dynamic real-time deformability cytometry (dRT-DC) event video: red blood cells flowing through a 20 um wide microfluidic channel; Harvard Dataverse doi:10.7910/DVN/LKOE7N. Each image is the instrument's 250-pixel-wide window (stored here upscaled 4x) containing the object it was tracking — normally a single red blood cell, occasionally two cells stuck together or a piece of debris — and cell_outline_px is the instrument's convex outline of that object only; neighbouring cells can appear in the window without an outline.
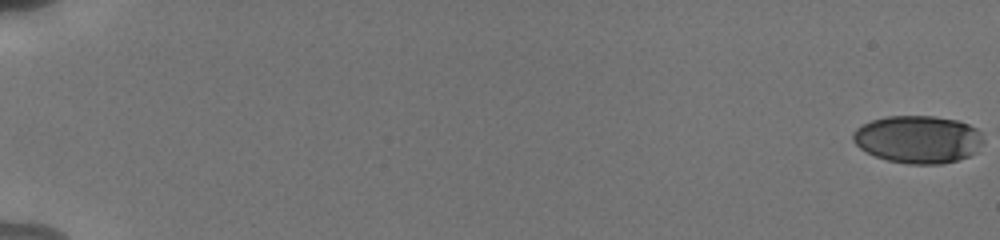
{"species": "human", "species_latin": "Homo sapiens", "temperature_condition": "cold", "stored_images_in_passage": 57, "camera_frame_rate_fps": 3000, "um_per_image_px": 0.085, "donor": {"sex": "male"}, "frame": {"image": 1, "passage_image": 1, "time_ms": 0.0, "image_size_px": [1000, 240], "cell_outline_px": [[984, 140], [976, 152], [968, 156], [956, 160], [940, 164], [908, 164], [888, 160], [876, 156], [860, 148], [852, 140], [852, 132], [856, 128], [872, 120], [888, 116], [936, 116], [960, 120], [976, 128], [980, 132]], "centroid_in_image_um": [78.05, 11.83], "position_along_channel_um": 7.0, "area_um2": 36.24}}
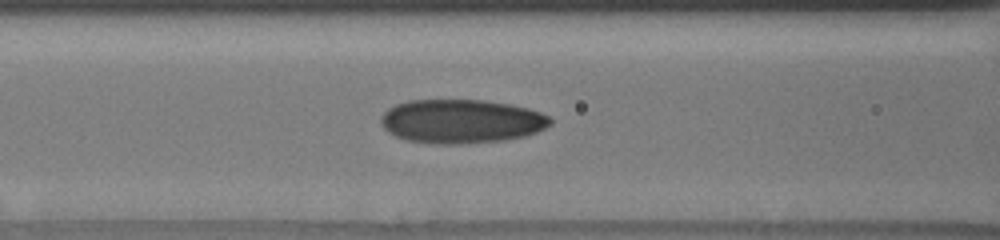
{"frame": {"image": 2, "passage_image": 27, "time_ms": 8.667, "image_size_px": [1000, 240], "cell_outline_px": [[552, 124], [536, 132], [524, 136], [504, 140], [468, 144], [436, 144], [408, 140], [396, 136], [388, 132], [384, 128], [380, 120], [380, 116], [388, 108], [396, 104], [408, 100], [484, 100], [512, 104], [528, 108], [540, 112], [548, 116], [552, 120]], "centroid_in_image_um": [39.21, 10.31], "position_along_channel_um": 127.4, "area_um2": 43.58}}
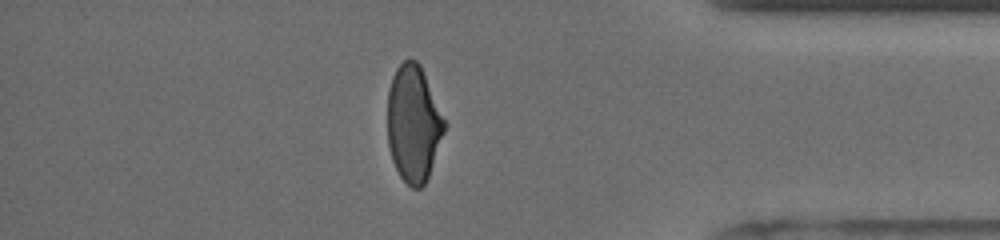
{"frame": {"image": 3, "passage_image": 50, "time_ms": 16.333, "image_size_px": [1000, 240], "cell_outline_px": [[448, 124], [428, 176], [424, 184], [420, 188], [412, 188], [400, 176], [392, 160], [388, 144], [388, 88], [392, 76], [396, 68], [404, 60], [416, 60], [420, 64]], "centroid_in_image_um": [35.16, 10.49], "position_along_channel_um": 400.0, "area_um2": 38.84}, "authors_computed_cell_mechanics": {"area_um2": 39.882, "velocity_mm_per_s": 3.8338, "shape_relaxation_time_tau1_ms": 5.6767, "shape_relaxation_time_tau2_ms": 1.3761, "deformation_change_tau1": 0.183, "deformation_change_tau2": 0.0749}}